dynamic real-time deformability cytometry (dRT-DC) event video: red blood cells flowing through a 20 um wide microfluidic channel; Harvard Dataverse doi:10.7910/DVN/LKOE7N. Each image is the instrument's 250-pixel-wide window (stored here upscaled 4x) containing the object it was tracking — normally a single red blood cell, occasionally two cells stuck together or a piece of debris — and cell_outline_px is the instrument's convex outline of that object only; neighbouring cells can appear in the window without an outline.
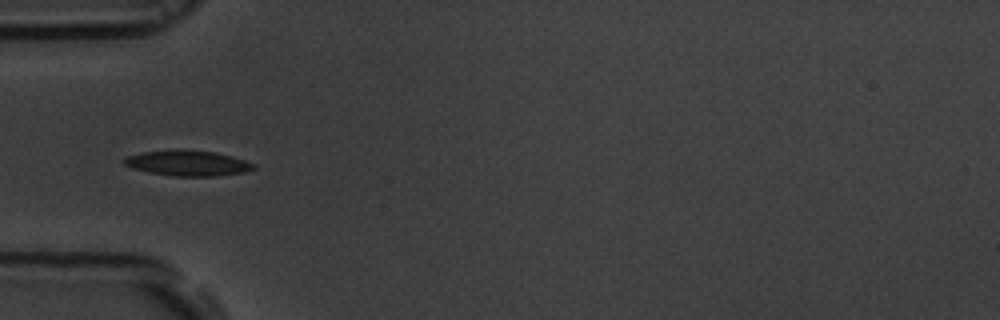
{"species": "common noctule bat (a hibernating species)", "species_latin": "Nyctalus noctula", "temperature_condition": "room temperature", "stored_images_in_passage": 39, "camera_frame_rate_fps": 3000, "um_per_image_px": 0.085, "animal": {"sex": "male", "body_mass_g": 19.5, "forearm_length_mm": 54.6}, "frame": {"image": 1, "passage_image": 1, "time_ms": 0.0, "image_size_px": [1000, 320], "cell_outline_px": [[256, 168], [244, 172], [216, 176], [172, 176], [148, 172], [132, 168], [124, 164], [120, 160], [128, 156], [144, 152], [176, 148], [180, 148], [216, 152], [232, 156], [256, 164]], "centroid_in_image_um": [15.94, 13.85], "position_along_channel_um": 69.1, "area_um2": 19.54}}
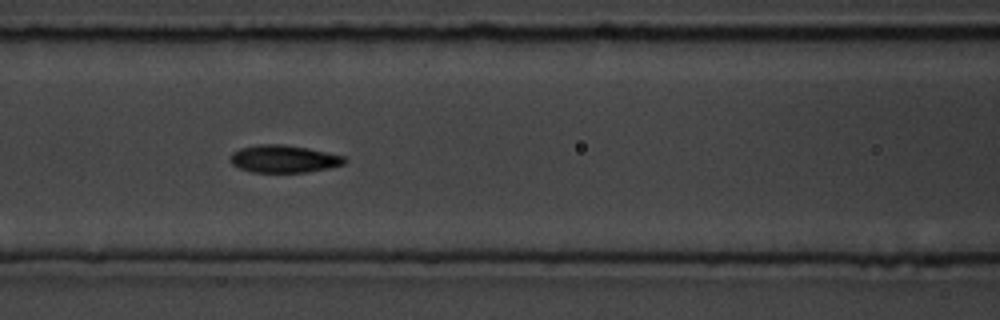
{"frame": {"image": 2, "passage_image": 7, "time_ms": 2.0, "image_size_px": [1000, 320], "cell_outline_px": [[348, 160], [344, 164], [328, 168], [308, 172], [252, 172], [240, 168], [232, 164], [228, 160], [232, 152], [240, 148], [256, 144], [284, 144], [308, 148], [344, 156]], "centroid_in_image_um": [24.1, 13.5], "position_along_channel_um": 142.5, "area_um2": 18.44}}
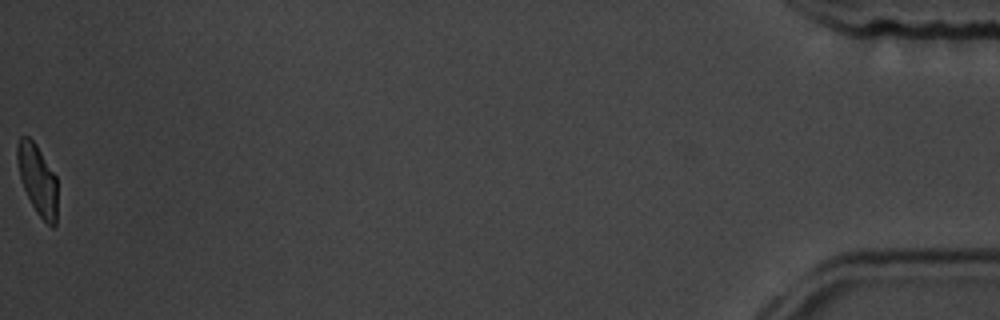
{"frame": {"image": 3, "passage_image": 39, "time_ms": 12.667, "image_size_px": [1000, 320], "cell_outline_px": [[56, 224], [52, 228], [36, 212], [24, 188], [20, 176], [16, 160], [16, 144], [20, 136], [28, 136], [36, 144], [56, 176]], "centroid_in_image_um": [3.17, 15.23], "position_along_channel_um": 432.0, "area_um2": 16.3}, "authors_computed_cell_mechanics": {"area_um2": 17.8602, "velocity_mm_per_s": 3.6591, "shape_relaxation_time_tau1_ms": 2.6638, "shape_relaxation_time_tau2_ms": 1.8031, "deformation_change_tau1": 0.1279, "deformation_change_tau2": 0.0667}}